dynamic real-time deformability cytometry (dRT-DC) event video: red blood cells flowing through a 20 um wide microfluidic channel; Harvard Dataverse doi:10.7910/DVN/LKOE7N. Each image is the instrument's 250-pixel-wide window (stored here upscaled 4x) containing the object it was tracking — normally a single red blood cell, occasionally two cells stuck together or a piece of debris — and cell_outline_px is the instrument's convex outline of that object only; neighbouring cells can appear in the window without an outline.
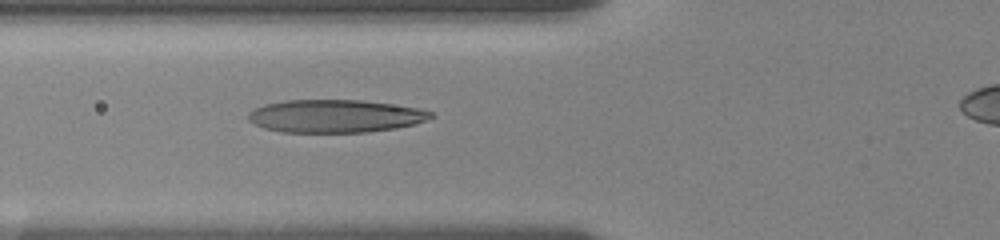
{"species": "human", "species_latin": "Homo sapiens", "temperature_condition": "room temperature", "stored_images_in_passage": 9, "camera_frame_rate_fps": 3000, "um_per_image_px": 0.085, "donor": {"sex": "female"}, "frame": {"image": 1, "passage_image": 9, "time_ms": 6.667, "image_size_px": [1000, 240], "cell_outline_px": [[436, 116], [412, 124], [396, 128], [368, 132], [280, 132], [264, 128], [248, 120], [248, 112], [264, 104], [284, 100], [360, 100], [416, 108], [432, 112]], "centroid_in_image_um": [28.44, 9.87], "position_along_channel_um": 97.4, "area_um2": 34.74}}